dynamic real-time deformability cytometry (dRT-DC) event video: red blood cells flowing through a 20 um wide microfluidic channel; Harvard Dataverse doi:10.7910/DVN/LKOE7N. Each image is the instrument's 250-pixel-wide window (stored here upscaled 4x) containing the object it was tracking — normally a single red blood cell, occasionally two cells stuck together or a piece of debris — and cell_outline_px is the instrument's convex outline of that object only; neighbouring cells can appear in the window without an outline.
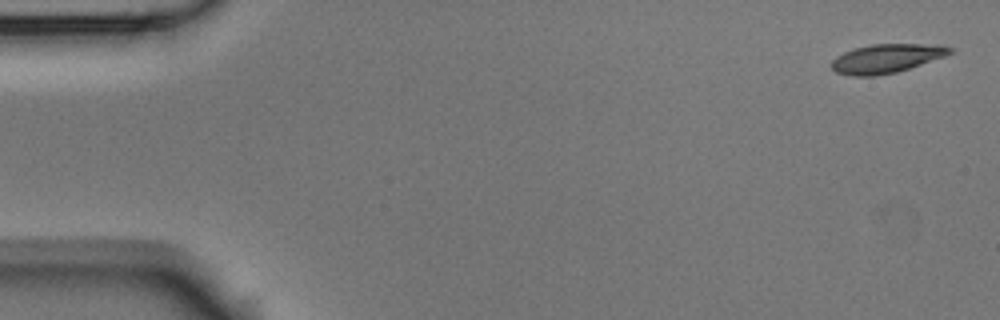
{"species": "Egyptian fruit bat (a non-hibernating species)", "species_latin": "Rousettus aegyptiacus", "temperature_condition": "room temperature", "stored_images_in_passage": 5, "camera_frame_rate_fps": 3000, "um_per_image_px": 0.085, "animal": {"sex": "male"}, "frame": {"image": 1, "passage_image": 1, "time_ms": 0.0, "image_size_px": [1000, 320], "cell_outline_px": [[956, 52], [896, 72], [876, 76], [852, 76], [836, 72], [832, 68], [832, 60], [836, 56], [852, 48], [872, 44], [940, 44], [952, 48]], "centroid_in_image_um": [75.34, 4.96], "position_along_channel_um": 9.7, "area_um2": 19.94}}